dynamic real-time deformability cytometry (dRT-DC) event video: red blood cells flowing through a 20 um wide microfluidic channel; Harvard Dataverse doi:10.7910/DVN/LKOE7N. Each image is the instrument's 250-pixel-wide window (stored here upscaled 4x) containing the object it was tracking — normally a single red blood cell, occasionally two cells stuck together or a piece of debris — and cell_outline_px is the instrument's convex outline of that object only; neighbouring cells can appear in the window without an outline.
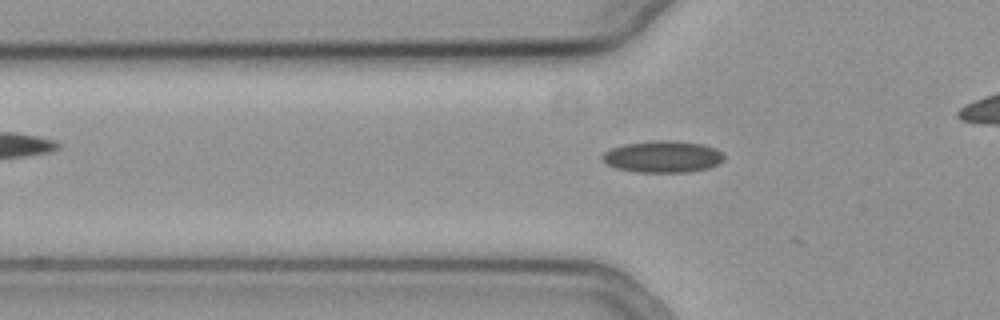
{"species": "common noctule bat (a hibernating species)", "species_latin": "Nyctalus noctula", "temperature_condition": "cold", "stored_images_in_passage": 8, "camera_frame_rate_fps": 3000, "um_per_image_px": 0.085, "animal": {"sex": "female", "body_mass_g": 19.3, "forearm_length_mm": 54.1}, "frame": {"image": 1, "passage_image": 2, "time_ms": 0.333, "image_size_px": [1000, 320], "cell_outline_px": [[724, 160], [708, 168], [688, 172], [636, 172], [616, 168], [608, 164], [600, 156], [604, 152], [612, 148], [624, 144], [652, 140], [672, 140], [700, 144], [712, 148], [720, 152], [724, 156]], "centroid_in_image_um": [56.3, 13.32], "position_along_channel_um": 69.5, "area_um2": 22.31}}
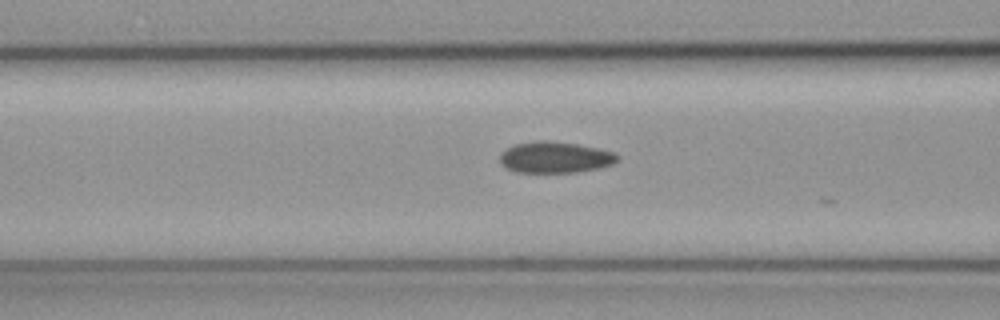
{"frame": {"image": 2, "passage_image": 6, "time_ms": 1.667, "image_size_px": [1000, 320], "cell_outline_px": [[616, 160], [612, 164], [600, 168], [576, 172], [516, 172], [500, 164], [500, 156], [508, 148], [516, 144], [540, 140], [544, 140], [576, 144], [596, 148], [612, 152], [616, 156]], "centroid_in_image_um": [47.15, 13.38], "position_along_channel_um": 119.4, "area_um2": 20.92}}